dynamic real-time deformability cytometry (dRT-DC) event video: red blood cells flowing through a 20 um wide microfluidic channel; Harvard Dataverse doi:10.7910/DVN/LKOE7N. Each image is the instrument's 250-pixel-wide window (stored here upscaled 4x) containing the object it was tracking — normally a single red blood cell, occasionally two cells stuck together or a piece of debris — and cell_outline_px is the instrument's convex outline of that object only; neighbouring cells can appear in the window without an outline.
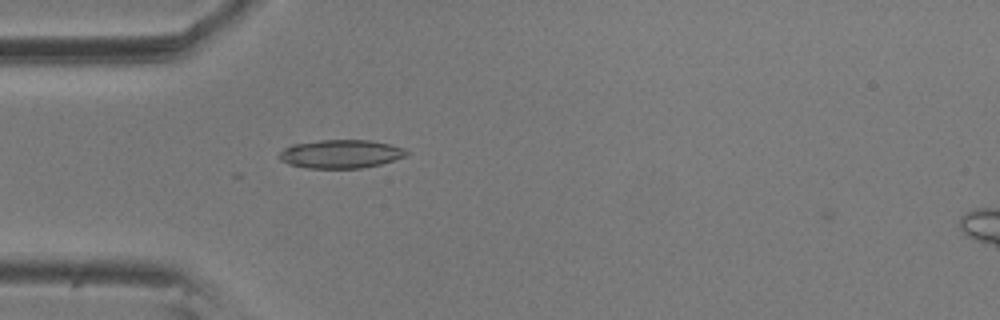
{"species": "common noctule bat (a hibernating species)", "species_latin": "Nyctalus noctula", "temperature_condition": "room temperature", "stored_images_in_passage": 7, "camera_frame_rate_fps": 3000, "um_per_image_px": 0.085, "animal": {"sex": "male", "body_mass_g": 20.5, "forearm_length_mm": 52.5}, "frame": {"image": 1, "passage_image": 1, "time_ms": 0.0, "image_size_px": [1000, 320], "cell_outline_px": [[408, 156], [380, 164], [360, 168], [308, 168], [288, 164], [280, 160], [276, 156], [284, 148], [292, 144], [320, 140], [372, 140], [404, 148], [408, 152]], "centroid_in_image_um": [28.94, 13.08], "position_along_channel_um": 56.1, "area_um2": 21.21}}
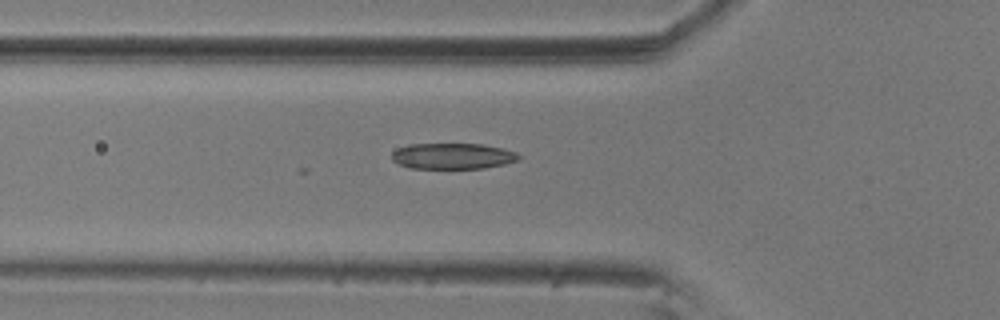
{"frame": {"image": 2, "passage_image": 4, "time_ms": 1.0, "image_size_px": [1000, 320], "cell_outline_px": [[520, 156], [516, 160], [504, 164], [484, 168], [408, 168], [392, 160], [392, 152], [396, 148], [408, 144], [484, 144], [504, 148], [516, 152]], "centroid_in_image_um": [38.45, 13.26], "position_along_channel_um": 87.3, "area_um2": 19.19}}
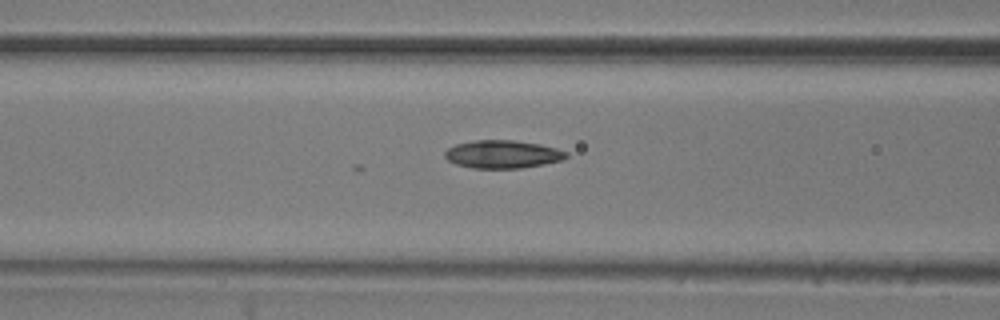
{"frame": {"image": 3, "passage_image": 7, "time_ms": 2.0, "image_size_px": [1000, 320], "cell_outline_px": [[568, 156], [560, 160], [544, 164], [520, 168], [472, 168], [456, 164], [448, 160], [444, 156], [444, 152], [448, 148], [456, 144], [472, 140], [512, 140], [540, 144], [556, 148], [568, 152]], "centroid_in_image_um": [42.7, 13.1], "position_along_channel_um": 123.9, "area_um2": 19.77}}